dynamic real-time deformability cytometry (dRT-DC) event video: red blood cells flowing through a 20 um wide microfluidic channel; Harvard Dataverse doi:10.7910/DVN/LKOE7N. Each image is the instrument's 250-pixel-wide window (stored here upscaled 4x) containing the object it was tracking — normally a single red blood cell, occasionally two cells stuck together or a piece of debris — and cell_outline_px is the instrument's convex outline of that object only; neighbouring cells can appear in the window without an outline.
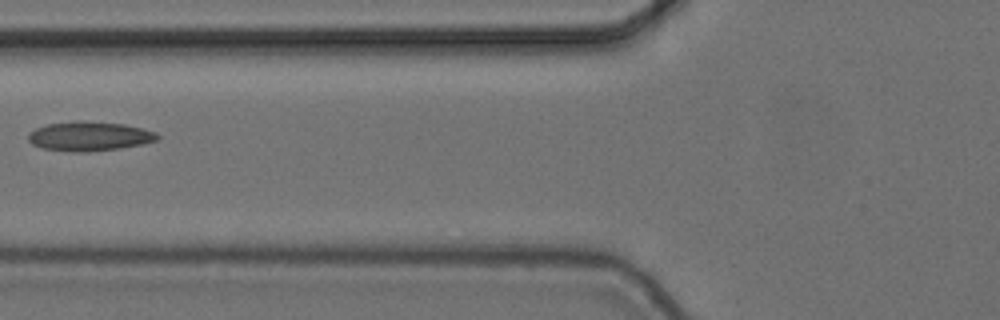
{"species": "common noctule bat (a hibernating species)", "species_latin": "Nyctalus noctula", "temperature_condition": "cold", "stored_images_in_passage": 6, "camera_frame_rate_fps": 3000, "um_per_image_px": 0.085, "animal": {"sex": "female", "body_mass_g": 24.6, "forearm_length_mm": 56.2}, "frame": {"image": 1, "passage_image": 5, "time_ms": 1.333, "image_size_px": [1000, 320], "cell_outline_px": [[160, 136], [156, 140], [144, 144], [120, 148], [88, 152], [72, 152], [40, 148], [32, 144], [28, 140], [28, 132], [36, 128], [48, 124], [124, 124], [156, 132]], "centroid_in_image_um": [7.59, 11.65], "position_along_channel_um": 118.2, "area_um2": 21.1}}
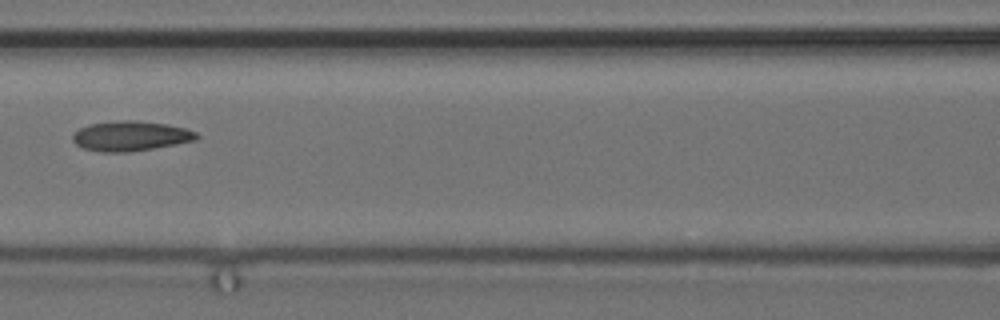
{"frame": {"image": 2, "passage_image": 6, "time_ms": 1.667, "image_size_px": [1000, 320], "cell_outline_px": [[200, 136], [196, 140], [176, 144], [128, 152], [100, 152], [84, 148], [76, 144], [72, 140], [72, 136], [80, 128], [88, 124], [120, 120], [136, 120], [168, 124], [184, 128], [196, 132]], "centroid_in_image_um": [11.1, 11.55], "position_along_channel_um": 155.5, "area_um2": 21.56}}